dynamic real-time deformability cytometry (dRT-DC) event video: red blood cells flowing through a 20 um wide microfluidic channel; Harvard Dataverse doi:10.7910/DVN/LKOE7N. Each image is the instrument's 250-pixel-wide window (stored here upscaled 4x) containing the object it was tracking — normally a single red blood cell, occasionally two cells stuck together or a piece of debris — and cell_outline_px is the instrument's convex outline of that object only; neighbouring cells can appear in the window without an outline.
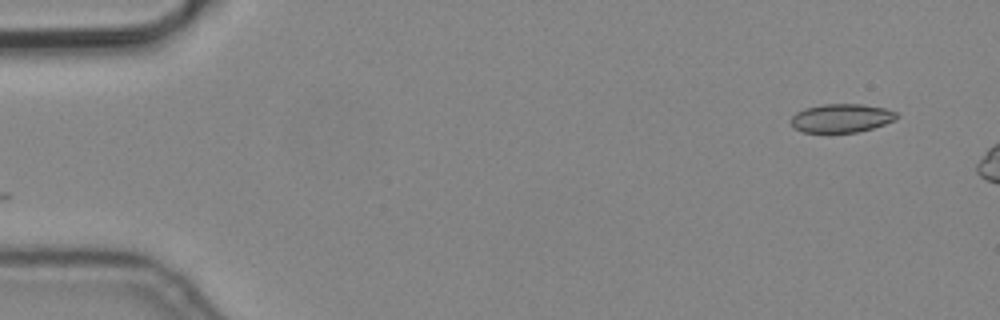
{"species": "common noctule bat (a hibernating species)", "species_latin": "Nyctalus noctula", "temperature_condition": "cold", "stored_images_in_passage": 6, "segment_of_instrument_passage": [2, 2], "camera_frame_rate_fps": 3000, "um_per_image_px": 0.085, "animal": {"sex": "male", "body_mass_g": 19.2, "forearm_length_mm": 51.8}, "frame": {"image": 1, "passage_image": 6, "time_ms": 1.667, "image_size_px": [1000, 320], "cell_outline_px": [[896, 120], [872, 128], [856, 132], [804, 132], [796, 128], [792, 124], [792, 116], [796, 112], [804, 108], [820, 104], [860, 104], [884, 108], [896, 112]], "centroid_in_image_um": [71.51, 10.03], "position_along_channel_um": 13.5, "area_um2": 17.4}}